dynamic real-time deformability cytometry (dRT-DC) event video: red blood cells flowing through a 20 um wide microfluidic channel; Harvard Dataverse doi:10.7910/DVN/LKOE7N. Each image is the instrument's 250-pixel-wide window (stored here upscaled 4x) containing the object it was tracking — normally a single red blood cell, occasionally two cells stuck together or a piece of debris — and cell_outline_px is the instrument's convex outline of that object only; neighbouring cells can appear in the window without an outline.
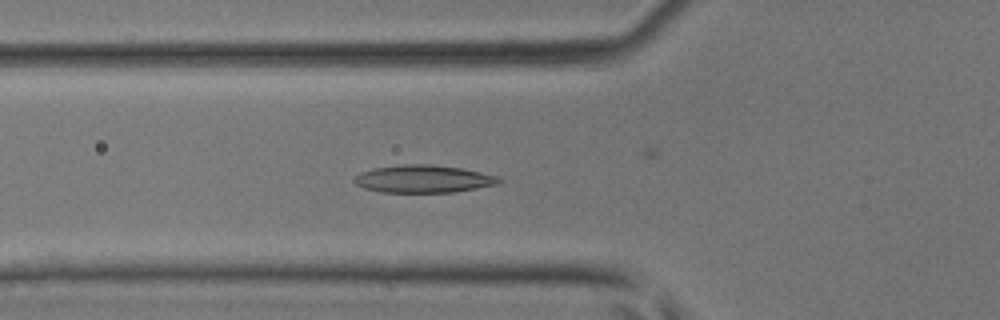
{"species": "common noctule bat (a hibernating species)", "species_latin": "Nyctalus noctula", "temperature_condition": "room temperature", "stored_images_in_passage": 44, "camera_frame_rate_fps": 3000, "um_per_image_px": 0.085, "animal": {"sex": "male", "body_mass_g": 17.9, "forearm_length_mm": 54.2}, "frame": {"image": 1, "passage_image": 15, "time_ms": 4.667, "image_size_px": [1000, 320], "cell_outline_px": [[504, 180], [500, 184], [452, 192], [380, 192], [364, 188], [356, 184], [352, 180], [360, 172], [376, 168], [404, 164], [432, 164], [460, 168], [500, 176]], "centroid_in_image_um": [36.02, 15.21], "position_along_channel_um": 89.8, "area_um2": 23.29}}
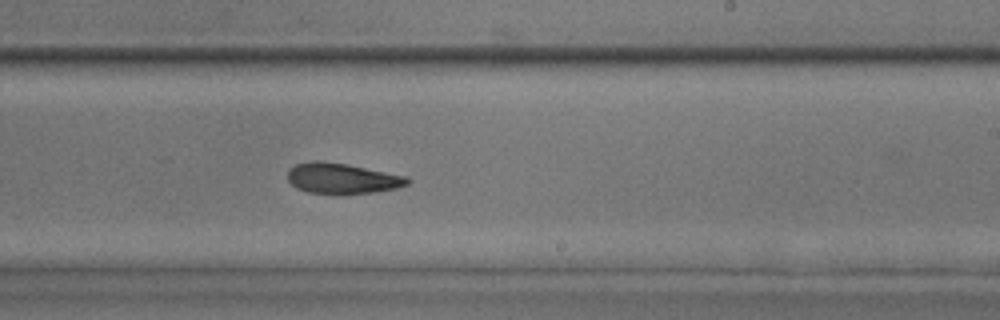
{"frame": {"image": 2, "passage_image": 26, "time_ms": 8.333, "image_size_px": [1000, 320], "cell_outline_px": [[412, 180], [408, 184], [396, 188], [376, 192], [344, 196], [336, 196], [308, 192], [296, 188], [288, 180], [288, 168], [296, 164], [312, 160], [320, 160], [344, 164], [408, 176]], "centroid_in_image_um": [29.07, 15.2], "position_along_channel_um": 259.9, "area_um2": 21.96}}
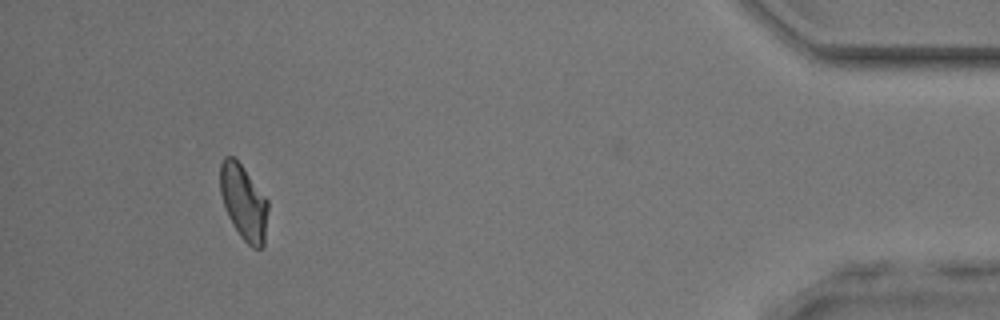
{"frame": {"image": 3, "passage_image": 40, "time_ms": 13.0, "image_size_px": [1000, 320], "cell_outline_px": [[268, 208], [264, 244], [260, 248], [252, 248], [240, 236], [232, 224], [228, 216], [220, 192], [220, 164], [224, 156], [232, 156], [244, 168], [268, 200]], "centroid_in_image_um": [20.71, 17.19], "position_along_channel_um": 414.5, "area_um2": 20.81}}